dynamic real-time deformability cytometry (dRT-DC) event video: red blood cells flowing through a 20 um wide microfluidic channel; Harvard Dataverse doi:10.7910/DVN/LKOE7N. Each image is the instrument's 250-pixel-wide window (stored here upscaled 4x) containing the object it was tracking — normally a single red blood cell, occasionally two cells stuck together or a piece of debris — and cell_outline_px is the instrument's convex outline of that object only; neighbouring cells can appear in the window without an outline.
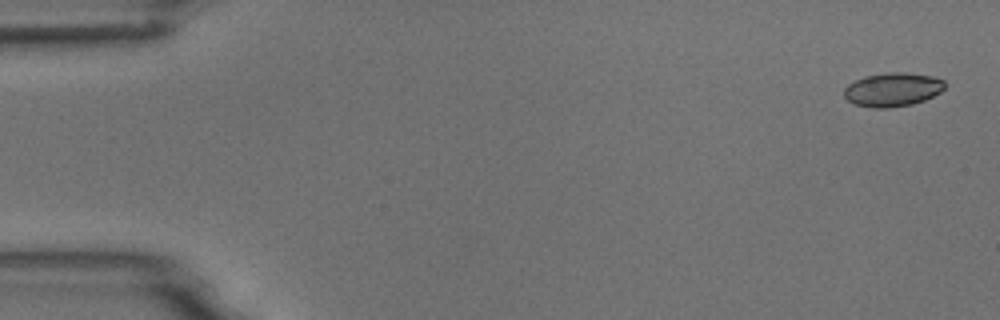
{"species": "common noctule bat (a hibernating species)", "species_latin": "Nyctalus noctula", "temperature_condition": "room temperature", "stored_images_in_passage": 4, "camera_frame_rate_fps": 3000, "um_per_image_px": 0.085, "animal": {"sex": "male", "body_mass_g": 18.8}, "frame": {"image": 1, "passage_image": 1, "time_ms": 0.0, "image_size_px": [1000, 320], "cell_outline_px": [[944, 88], [940, 92], [924, 100], [912, 104], [888, 108], [872, 108], [856, 104], [848, 100], [844, 96], [844, 88], [848, 84], [864, 76], [888, 72], [904, 72], [932, 76], [944, 80]], "centroid_in_image_um": [75.86, 7.61], "position_along_channel_um": 9.1, "area_um2": 19.77}}
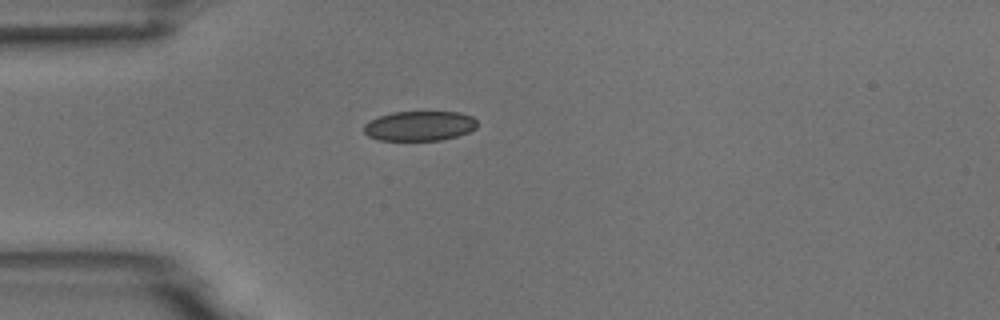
{"frame": {"image": 2, "passage_image": 4, "time_ms": 4.333, "image_size_px": [1000, 320], "cell_outline_px": [[476, 128], [468, 132], [456, 136], [440, 140], [380, 140], [368, 136], [364, 132], [364, 124], [380, 116], [392, 112], [460, 112], [472, 116], [476, 120]], "centroid_in_image_um": [35.67, 10.7], "position_along_channel_um": 49.3, "area_um2": 19.54}}